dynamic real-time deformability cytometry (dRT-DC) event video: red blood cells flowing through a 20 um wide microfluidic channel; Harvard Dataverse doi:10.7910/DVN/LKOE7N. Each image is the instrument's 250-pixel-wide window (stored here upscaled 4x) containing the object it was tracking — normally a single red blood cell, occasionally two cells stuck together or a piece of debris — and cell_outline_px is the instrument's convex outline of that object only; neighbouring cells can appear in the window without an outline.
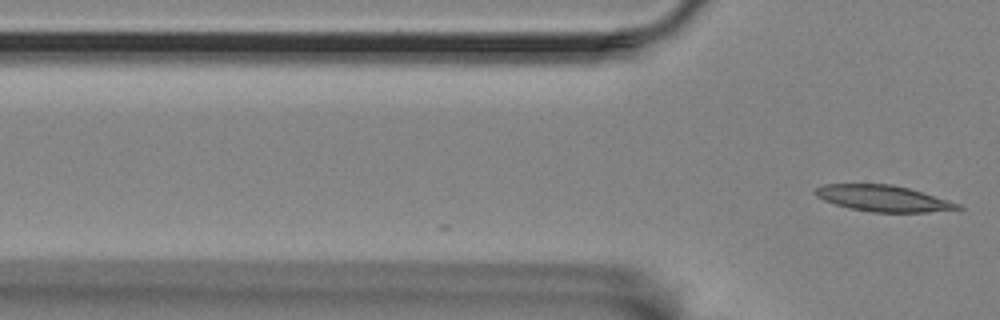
{"species": "Egyptian fruit bat (a non-hibernating species)", "species_latin": "Rousettus aegyptiacus", "temperature_condition": "room temperature", "stored_images_in_passage": 3, "camera_frame_rate_fps": 3000, "um_per_image_px": 0.085, "animal": {"sex": "female"}, "frame": {"image": 1, "passage_image": 3, "time_ms": 0.667, "image_size_px": [1000, 320], "cell_outline_px": [[964, 208], [960, 212], [872, 212], [848, 208], [824, 200], [816, 196], [812, 192], [816, 188], [824, 184], [892, 184], [908, 188], [948, 200], [960, 204]], "centroid_in_image_um": [75.15, 16.88], "position_along_channel_um": 50.6, "area_um2": 22.02}}